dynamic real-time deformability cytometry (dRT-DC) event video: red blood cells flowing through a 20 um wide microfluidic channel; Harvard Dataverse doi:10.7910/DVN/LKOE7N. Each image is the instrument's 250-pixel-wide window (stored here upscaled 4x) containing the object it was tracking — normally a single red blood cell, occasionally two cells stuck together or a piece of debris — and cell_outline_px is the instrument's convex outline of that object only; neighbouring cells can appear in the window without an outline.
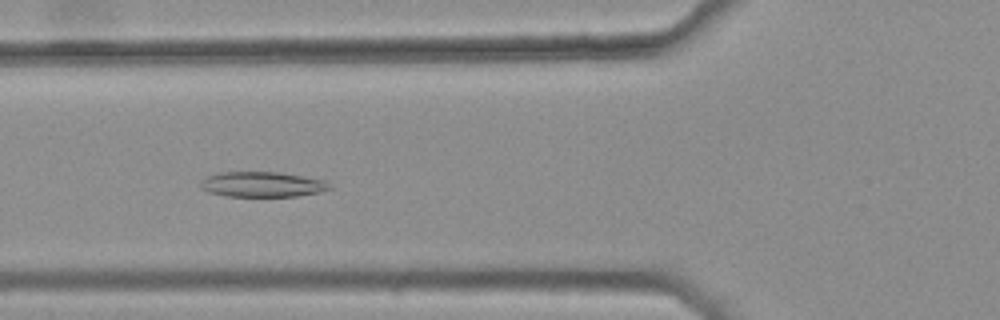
{"species": "common noctule bat (a hibernating species)", "species_latin": "Nyctalus noctula", "temperature_condition": "warm", "stored_images_in_passage": 44, "camera_frame_rate_fps": 3000, "um_per_image_px": 0.085, "animal": {"sex": "female", "body_mass_g": 25.1}, "frame": {"image": 1, "passage_image": 19, "time_ms": 6.0, "image_size_px": [1000, 320], "cell_outline_px": [[332, 188], [320, 192], [296, 196], [224, 196], [208, 192], [200, 188], [200, 184], [208, 176], [220, 172], [280, 172], [324, 180]], "centroid_in_image_um": [22.28, 15.67], "position_along_channel_um": 103.5, "area_um2": 18.84}}
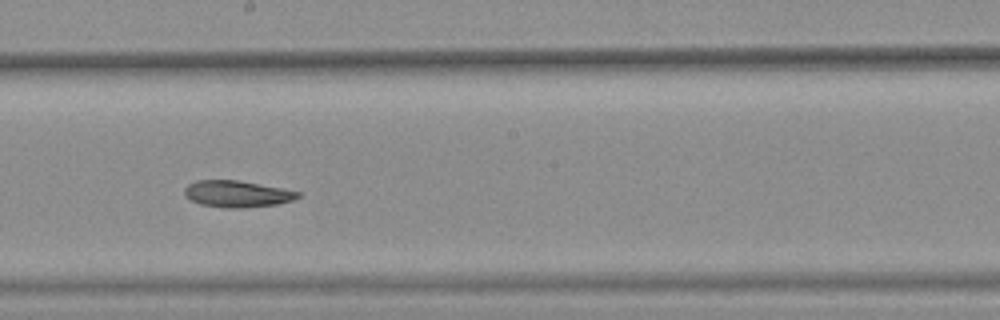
{"frame": {"image": 2, "passage_image": 29, "time_ms": 9.333, "image_size_px": [1000, 320], "cell_outline_px": [[300, 196], [292, 200], [276, 204], [244, 208], [228, 208], [200, 204], [184, 196], [184, 188], [188, 184], [196, 180], [236, 180], [280, 188], [300, 192]], "centroid_in_image_um": [20.1, 16.48], "position_along_channel_um": 228.1, "area_um2": 17.4}}
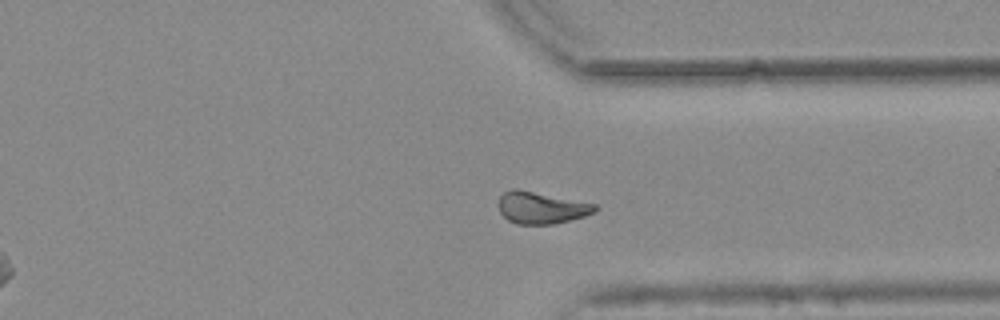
{"frame": {"image": 3, "passage_image": 40, "time_ms": 13.0, "image_size_px": [1000, 320], "cell_outline_px": [[600, 208], [596, 212], [584, 216], [552, 224], [516, 224], [508, 220], [500, 212], [500, 196], [504, 192], [512, 188], [516, 188], [596, 204]], "centroid_in_image_um": [46.03, 17.65], "position_along_channel_um": 365.4, "area_um2": 17.8}}